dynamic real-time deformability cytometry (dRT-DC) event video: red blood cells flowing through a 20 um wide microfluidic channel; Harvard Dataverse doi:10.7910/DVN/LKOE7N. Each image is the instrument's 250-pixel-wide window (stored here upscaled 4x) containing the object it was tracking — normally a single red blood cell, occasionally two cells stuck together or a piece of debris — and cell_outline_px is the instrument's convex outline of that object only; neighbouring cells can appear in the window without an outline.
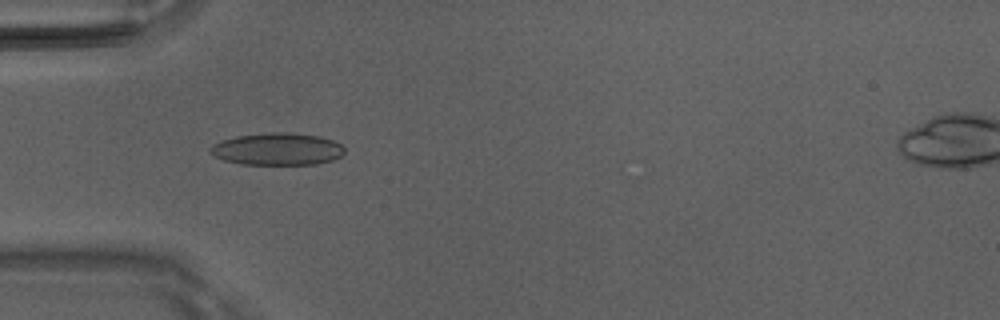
{"species": "Egyptian fruit bat (a non-hibernating species)", "species_latin": "Rousettus aegyptiacus", "temperature_condition": "room temperature", "stored_images_in_passage": 28, "camera_frame_rate_fps": 3000, "um_per_image_px": 0.085, "animal": {"sex": "male"}, "frame": {"image": 1, "passage_image": 12, "time_ms": 3.667, "image_size_px": [1000, 320], "cell_outline_px": [[344, 152], [340, 156], [332, 160], [316, 164], [240, 164], [224, 160], [216, 156], [208, 148], [212, 144], [236, 136], [272, 132], [288, 132], [320, 136], [332, 140], [340, 144], [344, 148]], "centroid_in_image_um": [23.58, 12.67], "position_along_channel_um": 61.4, "area_um2": 25.03}}